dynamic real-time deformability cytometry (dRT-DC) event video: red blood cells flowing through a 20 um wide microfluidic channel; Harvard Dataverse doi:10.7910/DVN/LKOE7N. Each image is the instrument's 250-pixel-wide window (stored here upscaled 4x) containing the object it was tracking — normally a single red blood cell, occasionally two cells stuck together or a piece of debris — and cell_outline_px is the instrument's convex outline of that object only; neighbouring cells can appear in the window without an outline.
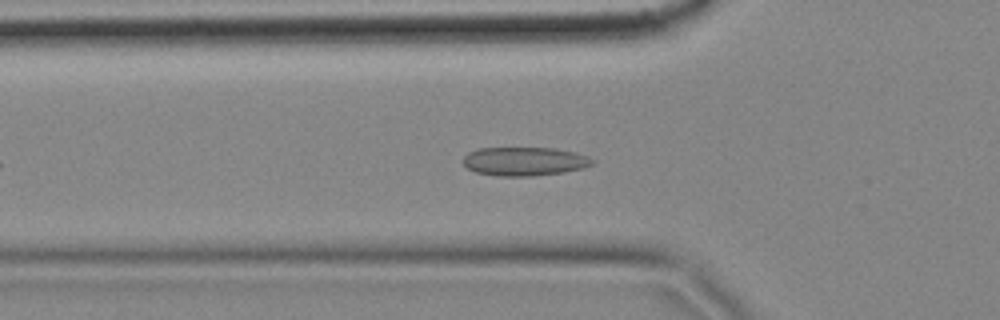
{"species": "common noctule bat (a hibernating species)", "species_latin": "Nyctalus noctula", "temperature_condition": "cold", "stored_images_in_passage": 46, "camera_frame_rate_fps": 3000, "um_per_image_px": 0.085, "animal": {"sex": "female", "body_mass_g": 18.4}, "frame": {"image": 1, "passage_image": 11, "time_ms": 3.333, "image_size_px": [1000, 320], "cell_outline_px": [[596, 160], [592, 164], [584, 168], [564, 172], [532, 176], [500, 176], [476, 172], [468, 168], [464, 164], [464, 156], [468, 152], [480, 148], [552, 148], [576, 152], [588, 156]], "centroid_in_image_um": [44.62, 13.71], "position_along_channel_um": 81.2, "area_um2": 21.62}}
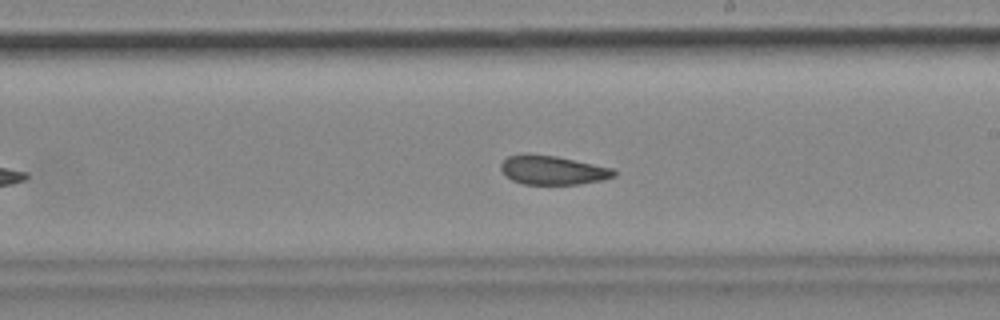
{"frame": {"image": 2, "passage_image": 25, "time_ms": 8.0, "image_size_px": [1000, 320], "cell_outline_px": [[616, 176], [600, 180], [580, 184], [524, 184], [512, 180], [500, 168], [500, 164], [508, 156], [524, 152], [528, 152], [556, 156], [612, 168], [616, 172]], "centroid_in_image_um": [46.95, 14.44], "position_along_channel_um": 242.1, "area_um2": 19.13}}
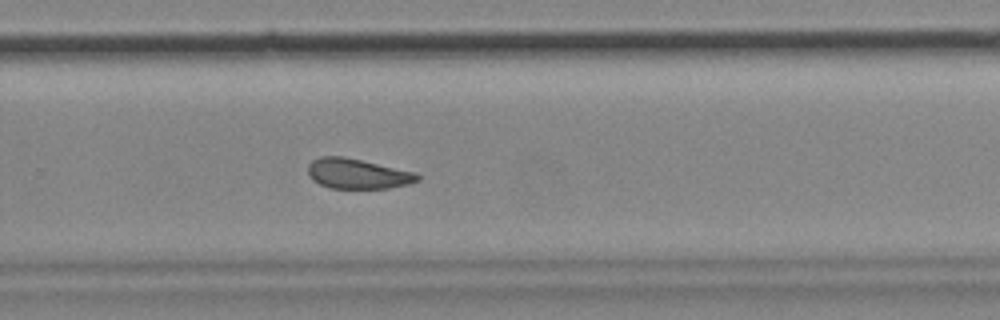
{"frame": {"image": 3, "passage_image": 30, "time_ms": 9.667, "image_size_px": [1000, 320], "cell_outline_px": [[420, 180], [408, 184], [388, 188], [328, 188], [312, 180], [308, 172], [308, 164], [312, 160], [320, 156], [344, 156], [416, 172], [420, 176]], "centroid_in_image_um": [30.38, 14.76], "position_along_channel_um": 299.4, "area_um2": 19.31}, "authors_computed_cell_mechanics": {"area_um2": 19.7387, "velocity_mm_per_s": 3.4347, "shape_relaxation_time_tau1_ms": null, "shape_relaxation_time_tau2_ms": 2.0341, "deformation_change_tau1": null, "deformation_change_tau2": 0.0884}}